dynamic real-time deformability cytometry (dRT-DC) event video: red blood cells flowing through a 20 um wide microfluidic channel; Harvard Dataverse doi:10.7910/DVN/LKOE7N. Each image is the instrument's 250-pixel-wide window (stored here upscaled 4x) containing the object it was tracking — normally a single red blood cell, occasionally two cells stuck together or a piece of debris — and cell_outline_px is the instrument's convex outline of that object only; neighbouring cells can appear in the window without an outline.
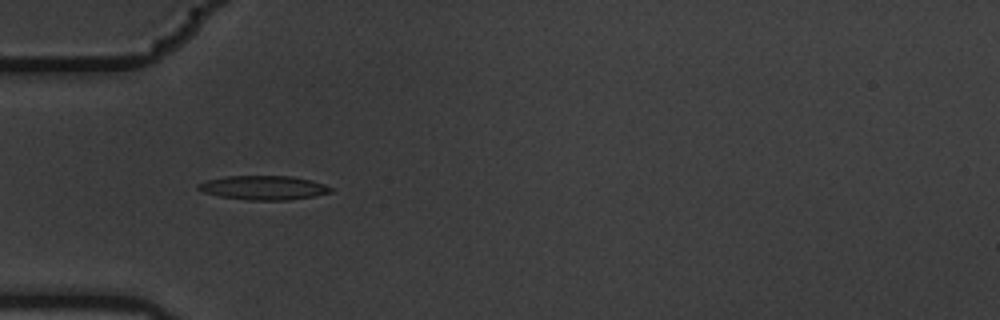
{"species": "common noctule bat (a hibernating species)", "species_latin": "Nyctalus noctula", "temperature_condition": "warm", "stored_images_in_passage": 9, "camera_frame_rate_fps": 3000, "um_per_image_px": 0.085, "animal": {"sex": "male", "body_mass_g": 19.5, "forearm_length_mm": 54.6}, "frame": {"image": 1, "passage_image": 4, "time_ms": 1.0, "image_size_px": [1000, 320], "cell_outline_px": [[332, 192], [312, 196], [288, 200], [248, 200], [220, 196], [204, 192], [196, 188], [196, 184], [208, 180], [224, 176], [292, 176], [312, 180], [324, 184], [332, 188]], "centroid_in_image_um": [22.39, 15.95], "position_along_channel_um": 62.6, "area_um2": 18.55}}
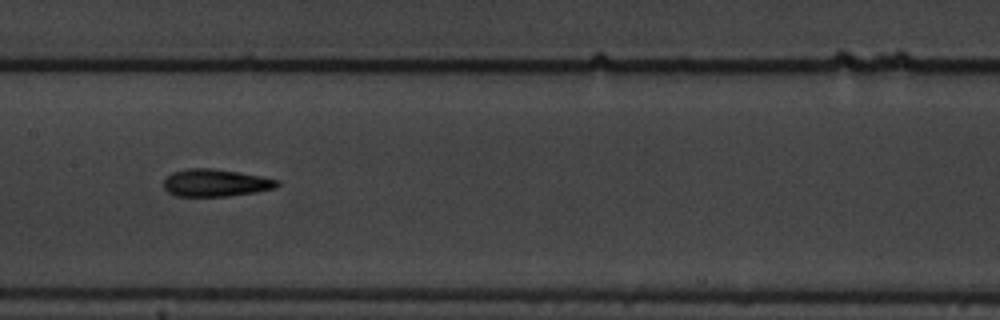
{"frame": {"image": 2, "passage_image": 7, "time_ms": 2.0, "image_size_px": [1000, 320], "cell_outline_px": [[280, 184], [276, 188], [256, 192], [228, 196], [176, 196], [168, 192], [164, 188], [164, 180], [172, 172], [188, 168], [212, 168], [260, 176], [280, 180]], "centroid_in_image_um": [18.33, 15.54], "position_along_channel_um": 189.1, "area_um2": 18.09}}
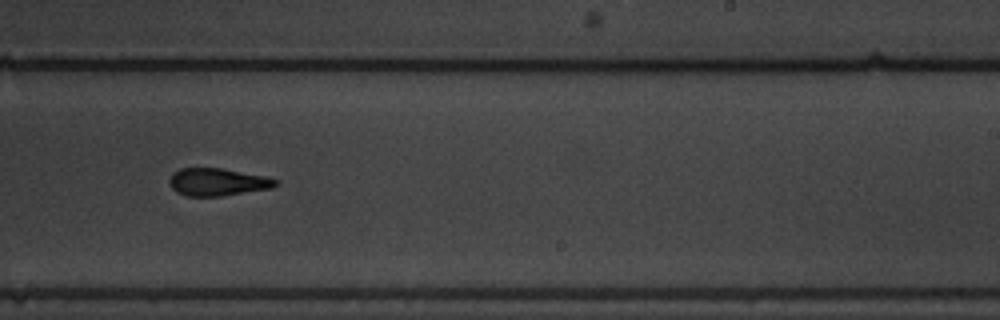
{"frame": {"image": 3, "passage_image": 9, "time_ms": 2.667, "image_size_px": [1000, 320], "cell_outline_px": [[280, 184], [272, 188], [220, 196], [188, 196], [176, 192], [168, 184], [168, 180], [172, 172], [180, 168], [224, 168], [268, 176], [276, 180]], "centroid_in_image_um": [18.49, 15.46], "position_along_channel_um": 270.5, "area_um2": 17.34}}